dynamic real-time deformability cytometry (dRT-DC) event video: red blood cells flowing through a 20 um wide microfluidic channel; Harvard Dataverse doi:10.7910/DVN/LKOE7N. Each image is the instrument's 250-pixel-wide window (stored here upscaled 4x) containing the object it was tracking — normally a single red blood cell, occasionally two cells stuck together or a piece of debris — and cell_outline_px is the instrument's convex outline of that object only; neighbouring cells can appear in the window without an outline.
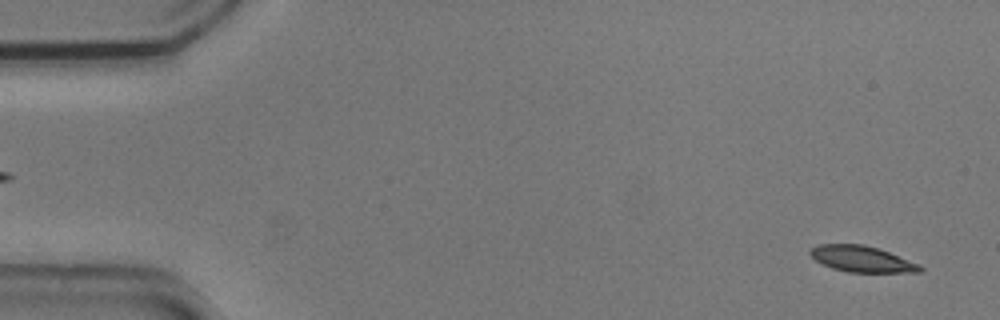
{"species": "common noctule bat (a hibernating species)", "species_latin": "Nyctalus noctula", "temperature_condition": "cold", "stored_images_in_passage": 12, "camera_frame_rate_fps": 3000, "um_per_image_px": 0.085, "animal": {"sex": "male", "body_mass_g": 20.5, "forearm_length_mm": 52.5}, "frame": {"image": 1, "passage_image": 2, "time_ms": 0.333, "image_size_px": [1000, 320], "cell_outline_px": [[924, 268], [920, 272], [848, 272], [832, 268], [816, 260], [808, 252], [812, 248], [820, 244], [864, 244], [888, 252], [920, 264]], "centroid_in_image_um": [73.27, 22.01], "position_along_channel_um": 11.7, "area_um2": 16.47}}